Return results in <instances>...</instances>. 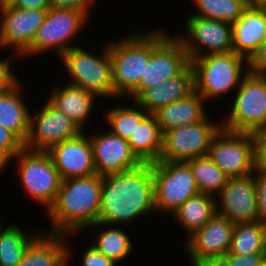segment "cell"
Instances as JSON below:
<instances>
[{
    "label": "cell",
    "instance_id": "obj_4",
    "mask_svg": "<svg viewBox=\"0 0 266 266\" xmlns=\"http://www.w3.org/2000/svg\"><path fill=\"white\" fill-rule=\"evenodd\" d=\"M109 42L115 98L126 99L140 84L151 56V31Z\"/></svg>",
    "mask_w": 266,
    "mask_h": 266
},
{
    "label": "cell",
    "instance_id": "obj_10",
    "mask_svg": "<svg viewBox=\"0 0 266 266\" xmlns=\"http://www.w3.org/2000/svg\"><path fill=\"white\" fill-rule=\"evenodd\" d=\"M150 164L156 213L159 211L171 216L186 200L200 193L187 162L157 161Z\"/></svg>",
    "mask_w": 266,
    "mask_h": 266
},
{
    "label": "cell",
    "instance_id": "obj_40",
    "mask_svg": "<svg viewBox=\"0 0 266 266\" xmlns=\"http://www.w3.org/2000/svg\"><path fill=\"white\" fill-rule=\"evenodd\" d=\"M50 6L53 9H75L83 11L90 19V11L96 0H49Z\"/></svg>",
    "mask_w": 266,
    "mask_h": 266
},
{
    "label": "cell",
    "instance_id": "obj_37",
    "mask_svg": "<svg viewBox=\"0 0 266 266\" xmlns=\"http://www.w3.org/2000/svg\"><path fill=\"white\" fill-rule=\"evenodd\" d=\"M16 58L15 54L11 53V56L6 57L4 60L0 58V93L7 91L18 80L17 74L11 69L12 60Z\"/></svg>",
    "mask_w": 266,
    "mask_h": 266
},
{
    "label": "cell",
    "instance_id": "obj_47",
    "mask_svg": "<svg viewBox=\"0 0 266 266\" xmlns=\"http://www.w3.org/2000/svg\"><path fill=\"white\" fill-rule=\"evenodd\" d=\"M260 75L266 80V68L260 73Z\"/></svg>",
    "mask_w": 266,
    "mask_h": 266
},
{
    "label": "cell",
    "instance_id": "obj_13",
    "mask_svg": "<svg viewBox=\"0 0 266 266\" xmlns=\"http://www.w3.org/2000/svg\"><path fill=\"white\" fill-rule=\"evenodd\" d=\"M208 157L229 178L252 174L255 165L251 134L221 128L211 141Z\"/></svg>",
    "mask_w": 266,
    "mask_h": 266
},
{
    "label": "cell",
    "instance_id": "obj_31",
    "mask_svg": "<svg viewBox=\"0 0 266 266\" xmlns=\"http://www.w3.org/2000/svg\"><path fill=\"white\" fill-rule=\"evenodd\" d=\"M192 170L200 193L216 197L226 185L228 176L207 156L186 161Z\"/></svg>",
    "mask_w": 266,
    "mask_h": 266
},
{
    "label": "cell",
    "instance_id": "obj_23",
    "mask_svg": "<svg viewBox=\"0 0 266 266\" xmlns=\"http://www.w3.org/2000/svg\"><path fill=\"white\" fill-rule=\"evenodd\" d=\"M205 102L204 98L194 90L187 97L161 107L154 114L162 134L203 121L208 116Z\"/></svg>",
    "mask_w": 266,
    "mask_h": 266
},
{
    "label": "cell",
    "instance_id": "obj_48",
    "mask_svg": "<svg viewBox=\"0 0 266 266\" xmlns=\"http://www.w3.org/2000/svg\"><path fill=\"white\" fill-rule=\"evenodd\" d=\"M3 220L2 219H0V231L5 227V225L3 224V222H2ZM4 225V226H3Z\"/></svg>",
    "mask_w": 266,
    "mask_h": 266
},
{
    "label": "cell",
    "instance_id": "obj_26",
    "mask_svg": "<svg viewBox=\"0 0 266 266\" xmlns=\"http://www.w3.org/2000/svg\"><path fill=\"white\" fill-rule=\"evenodd\" d=\"M131 151L142 163H153L160 159L163 134L155 114H148L128 141Z\"/></svg>",
    "mask_w": 266,
    "mask_h": 266
},
{
    "label": "cell",
    "instance_id": "obj_29",
    "mask_svg": "<svg viewBox=\"0 0 266 266\" xmlns=\"http://www.w3.org/2000/svg\"><path fill=\"white\" fill-rule=\"evenodd\" d=\"M16 223L0 231V266H17L29 245L44 231H25Z\"/></svg>",
    "mask_w": 266,
    "mask_h": 266
},
{
    "label": "cell",
    "instance_id": "obj_7",
    "mask_svg": "<svg viewBox=\"0 0 266 266\" xmlns=\"http://www.w3.org/2000/svg\"><path fill=\"white\" fill-rule=\"evenodd\" d=\"M170 35V36H169ZM190 60L181 42L175 35L163 29L151 31V56L139 86L127 99L135 100L145 89L180 75Z\"/></svg>",
    "mask_w": 266,
    "mask_h": 266
},
{
    "label": "cell",
    "instance_id": "obj_41",
    "mask_svg": "<svg viewBox=\"0 0 266 266\" xmlns=\"http://www.w3.org/2000/svg\"><path fill=\"white\" fill-rule=\"evenodd\" d=\"M249 71L253 73H261L266 68V38L260 44L257 52L248 61Z\"/></svg>",
    "mask_w": 266,
    "mask_h": 266
},
{
    "label": "cell",
    "instance_id": "obj_22",
    "mask_svg": "<svg viewBox=\"0 0 266 266\" xmlns=\"http://www.w3.org/2000/svg\"><path fill=\"white\" fill-rule=\"evenodd\" d=\"M95 99H99L95 93L86 91L81 87L65 84L64 87L54 88L47 101L68 116L82 132H85V126H89L86 124L94 110Z\"/></svg>",
    "mask_w": 266,
    "mask_h": 266
},
{
    "label": "cell",
    "instance_id": "obj_36",
    "mask_svg": "<svg viewBox=\"0 0 266 266\" xmlns=\"http://www.w3.org/2000/svg\"><path fill=\"white\" fill-rule=\"evenodd\" d=\"M254 144L255 167L266 168V127L250 133Z\"/></svg>",
    "mask_w": 266,
    "mask_h": 266
},
{
    "label": "cell",
    "instance_id": "obj_45",
    "mask_svg": "<svg viewBox=\"0 0 266 266\" xmlns=\"http://www.w3.org/2000/svg\"><path fill=\"white\" fill-rule=\"evenodd\" d=\"M247 6H266V0H245Z\"/></svg>",
    "mask_w": 266,
    "mask_h": 266
},
{
    "label": "cell",
    "instance_id": "obj_35",
    "mask_svg": "<svg viewBox=\"0 0 266 266\" xmlns=\"http://www.w3.org/2000/svg\"><path fill=\"white\" fill-rule=\"evenodd\" d=\"M23 148L24 143L0 124V150L12 160Z\"/></svg>",
    "mask_w": 266,
    "mask_h": 266
},
{
    "label": "cell",
    "instance_id": "obj_6",
    "mask_svg": "<svg viewBox=\"0 0 266 266\" xmlns=\"http://www.w3.org/2000/svg\"><path fill=\"white\" fill-rule=\"evenodd\" d=\"M17 161L20 184L30 199L41 204L45 210L54 204L62 179L47 151L23 148L12 160Z\"/></svg>",
    "mask_w": 266,
    "mask_h": 266
},
{
    "label": "cell",
    "instance_id": "obj_14",
    "mask_svg": "<svg viewBox=\"0 0 266 266\" xmlns=\"http://www.w3.org/2000/svg\"><path fill=\"white\" fill-rule=\"evenodd\" d=\"M48 10L21 9L0 3V50L12 48L23 55L32 45Z\"/></svg>",
    "mask_w": 266,
    "mask_h": 266
},
{
    "label": "cell",
    "instance_id": "obj_16",
    "mask_svg": "<svg viewBox=\"0 0 266 266\" xmlns=\"http://www.w3.org/2000/svg\"><path fill=\"white\" fill-rule=\"evenodd\" d=\"M215 198L216 213L227 217L230 222L246 224L259 221L257 192L252 174L228 178Z\"/></svg>",
    "mask_w": 266,
    "mask_h": 266
},
{
    "label": "cell",
    "instance_id": "obj_46",
    "mask_svg": "<svg viewBox=\"0 0 266 266\" xmlns=\"http://www.w3.org/2000/svg\"><path fill=\"white\" fill-rule=\"evenodd\" d=\"M72 248L67 245V257L62 261V266H71V263L69 265V261L71 262L72 258Z\"/></svg>",
    "mask_w": 266,
    "mask_h": 266
},
{
    "label": "cell",
    "instance_id": "obj_42",
    "mask_svg": "<svg viewBox=\"0 0 266 266\" xmlns=\"http://www.w3.org/2000/svg\"><path fill=\"white\" fill-rule=\"evenodd\" d=\"M7 3L21 9L48 10L51 8L49 0H8Z\"/></svg>",
    "mask_w": 266,
    "mask_h": 266
},
{
    "label": "cell",
    "instance_id": "obj_49",
    "mask_svg": "<svg viewBox=\"0 0 266 266\" xmlns=\"http://www.w3.org/2000/svg\"><path fill=\"white\" fill-rule=\"evenodd\" d=\"M8 0H0V3H2V2H7Z\"/></svg>",
    "mask_w": 266,
    "mask_h": 266
},
{
    "label": "cell",
    "instance_id": "obj_17",
    "mask_svg": "<svg viewBox=\"0 0 266 266\" xmlns=\"http://www.w3.org/2000/svg\"><path fill=\"white\" fill-rule=\"evenodd\" d=\"M234 225L227 217L216 213L185 240L183 245L188 259L223 258L230 251Z\"/></svg>",
    "mask_w": 266,
    "mask_h": 266
},
{
    "label": "cell",
    "instance_id": "obj_18",
    "mask_svg": "<svg viewBox=\"0 0 266 266\" xmlns=\"http://www.w3.org/2000/svg\"><path fill=\"white\" fill-rule=\"evenodd\" d=\"M99 133V134H98ZM96 174L106 176L133 170L143 164L131 151L127 140L107 130L89 135Z\"/></svg>",
    "mask_w": 266,
    "mask_h": 266
},
{
    "label": "cell",
    "instance_id": "obj_12",
    "mask_svg": "<svg viewBox=\"0 0 266 266\" xmlns=\"http://www.w3.org/2000/svg\"><path fill=\"white\" fill-rule=\"evenodd\" d=\"M188 35H175L187 52L189 60L209 54L233 51L232 24L188 15L185 19Z\"/></svg>",
    "mask_w": 266,
    "mask_h": 266
},
{
    "label": "cell",
    "instance_id": "obj_34",
    "mask_svg": "<svg viewBox=\"0 0 266 266\" xmlns=\"http://www.w3.org/2000/svg\"><path fill=\"white\" fill-rule=\"evenodd\" d=\"M255 188L257 192V210L259 221L266 223V168L255 167L254 172Z\"/></svg>",
    "mask_w": 266,
    "mask_h": 266
},
{
    "label": "cell",
    "instance_id": "obj_3",
    "mask_svg": "<svg viewBox=\"0 0 266 266\" xmlns=\"http://www.w3.org/2000/svg\"><path fill=\"white\" fill-rule=\"evenodd\" d=\"M190 65L194 71L195 90L206 102L219 100L224 94L237 90L249 72L248 60L234 51L196 57Z\"/></svg>",
    "mask_w": 266,
    "mask_h": 266
},
{
    "label": "cell",
    "instance_id": "obj_39",
    "mask_svg": "<svg viewBox=\"0 0 266 266\" xmlns=\"http://www.w3.org/2000/svg\"><path fill=\"white\" fill-rule=\"evenodd\" d=\"M80 258V265L82 266H118L112 259L97 251L92 245L83 251Z\"/></svg>",
    "mask_w": 266,
    "mask_h": 266
},
{
    "label": "cell",
    "instance_id": "obj_43",
    "mask_svg": "<svg viewBox=\"0 0 266 266\" xmlns=\"http://www.w3.org/2000/svg\"><path fill=\"white\" fill-rule=\"evenodd\" d=\"M192 266H229L224 258H205L191 261Z\"/></svg>",
    "mask_w": 266,
    "mask_h": 266
},
{
    "label": "cell",
    "instance_id": "obj_44",
    "mask_svg": "<svg viewBox=\"0 0 266 266\" xmlns=\"http://www.w3.org/2000/svg\"><path fill=\"white\" fill-rule=\"evenodd\" d=\"M10 162V159L0 150V175L7 169Z\"/></svg>",
    "mask_w": 266,
    "mask_h": 266
},
{
    "label": "cell",
    "instance_id": "obj_15",
    "mask_svg": "<svg viewBox=\"0 0 266 266\" xmlns=\"http://www.w3.org/2000/svg\"><path fill=\"white\" fill-rule=\"evenodd\" d=\"M81 132L68 116L46 100L36 115L31 114L30 116L29 135L24 143V148L48 151L52 146L75 138Z\"/></svg>",
    "mask_w": 266,
    "mask_h": 266
},
{
    "label": "cell",
    "instance_id": "obj_24",
    "mask_svg": "<svg viewBox=\"0 0 266 266\" xmlns=\"http://www.w3.org/2000/svg\"><path fill=\"white\" fill-rule=\"evenodd\" d=\"M21 85L18 80L7 91L0 93V124L25 143L29 135L32 112L21 95Z\"/></svg>",
    "mask_w": 266,
    "mask_h": 266
},
{
    "label": "cell",
    "instance_id": "obj_5",
    "mask_svg": "<svg viewBox=\"0 0 266 266\" xmlns=\"http://www.w3.org/2000/svg\"><path fill=\"white\" fill-rule=\"evenodd\" d=\"M87 48L74 46L60 58L71 85L95 93L102 99L114 98L112 65L109 42L101 49L100 55L87 51Z\"/></svg>",
    "mask_w": 266,
    "mask_h": 266
},
{
    "label": "cell",
    "instance_id": "obj_1",
    "mask_svg": "<svg viewBox=\"0 0 266 266\" xmlns=\"http://www.w3.org/2000/svg\"><path fill=\"white\" fill-rule=\"evenodd\" d=\"M150 213H156L151 164L103 176L98 222L122 226Z\"/></svg>",
    "mask_w": 266,
    "mask_h": 266
},
{
    "label": "cell",
    "instance_id": "obj_32",
    "mask_svg": "<svg viewBox=\"0 0 266 266\" xmlns=\"http://www.w3.org/2000/svg\"><path fill=\"white\" fill-rule=\"evenodd\" d=\"M131 102V107H115L111 110L109 109L105 115V123L107 122L109 128L111 127L108 130L127 141H129L131 136L135 133L137 124H140L149 114L134 100Z\"/></svg>",
    "mask_w": 266,
    "mask_h": 266
},
{
    "label": "cell",
    "instance_id": "obj_8",
    "mask_svg": "<svg viewBox=\"0 0 266 266\" xmlns=\"http://www.w3.org/2000/svg\"><path fill=\"white\" fill-rule=\"evenodd\" d=\"M236 91L228 118L221 120L222 128L242 133L265 128L266 80L259 73L249 71Z\"/></svg>",
    "mask_w": 266,
    "mask_h": 266
},
{
    "label": "cell",
    "instance_id": "obj_9",
    "mask_svg": "<svg viewBox=\"0 0 266 266\" xmlns=\"http://www.w3.org/2000/svg\"><path fill=\"white\" fill-rule=\"evenodd\" d=\"M89 17L75 9H48L30 48L22 55L33 57L36 54L55 51L60 58L64 53L77 45H71L72 39L87 26ZM31 55V56H30Z\"/></svg>",
    "mask_w": 266,
    "mask_h": 266
},
{
    "label": "cell",
    "instance_id": "obj_20",
    "mask_svg": "<svg viewBox=\"0 0 266 266\" xmlns=\"http://www.w3.org/2000/svg\"><path fill=\"white\" fill-rule=\"evenodd\" d=\"M233 51L248 61L266 38V6H247L232 24Z\"/></svg>",
    "mask_w": 266,
    "mask_h": 266
},
{
    "label": "cell",
    "instance_id": "obj_30",
    "mask_svg": "<svg viewBox=\"0 0 266 266\" xmlns=\"http://www.w3.org/2000/svg\"><path fill=\"white\" fill-rule=\"evenodd\" d=\"M266 253V223L235 224L229 254Z\"/></svg>",
    "mask_w": 266,
    "mask_h": 266
},
{
    "label": "cell",
    "instance_id": "obj_27",
    "mask_svg": "<svg viewBox=\"0 0 266 266\" xmlns=\"http://www.w3.org/2000/svg\"><path fill=\"white\" fill-rule=\"evenodd\" d=\"M216 214V198L199 193L186 200L171 216L186 231V238ZM184 228V229H183Z\"/></svg>",
    "mask_w": 266,
    "mask_h": 266
},
{
    "label": "cell",
    "instance_id": "obj_33",
    "mask_svg": "<svg viewBox=\"0 0 266 266\" xmlns=\"http://www.w3.org/2000/svg\"><path fill=\"white\" fill-rule=\"evenodd\" d=\"M196 7L194 14L198 17H204L222 22L233 24L242 15L247 7L245 0H192Z\"/></svg>",
    "mask_w": 266,
    "mask_h": 266
},
{
    "label": "cell",
    "instance_id": "obj_38",
    "mask_svg": "<svg viewBox=\"0 0 266 266\" xmlns=\"http://www.w3.org/2000/svg\"><path fill=\"white\" fill-rule=\"evenodd\" d=\"M229 266H262L266 263V253L250 255L226 254L223 257Z\"/></svg>",
    "mask_w": 266,
    "mask_h": 266
},
{
    "label": "cell",
    "instance_id": "obj_28",
    "mask_svg": "<svg viewBox=\"0 0 266 266\" xmlns=\"http://www.w3.org/2000/svg\"><path fill=\"white\" fill-rule=\"evenodd\" d=\"M111 226V224L100 222L88 226L91 228L100 227L101 229L97 232L94 230L97 235H94L93 238L95 240H92L91 245L97 251L112 259L116 264H119L120 261L123 262L129 257V255L131 256L132 251H134V243L132 242L130 235H128L124 229L122 230L120 228L122 226L113 225V228Z\"/></svg>",
    "mask_w": 266,
    "mask_h": 266
},
{
    "label": "cell",
    "instance_id": "obj_25",
    "mask_svg": "<svg viewBox=\"0 0 266 266\" xmlns=\"http://www.w3.org/2000/svg\"><path fill=\"white\" fill-rule=\"evenodd\" d=\"M74 234L42 232L27 248L17 266H58L67 257V237Z\"/></svg>",
    "mask_w": 266,
    "mask_h": 266
},
{
    "label": "cell",
    "instance_id": "obj_11",
    "mask_svg": "<svg viewBox=\"0 0 266 266\" xmlns=\"http://www.w3.org/2000/svg\"><path fill=\"white\" fill-rule=\"evenodd\" d=\"M208 115L203 121L169 130L163 134V148L159 161L181 162L207 156L213 137L222 123Z\"/></svg>",
    "mask_w": 266,
    "mask_h": 266
},
{
    "label": "cell",
    "instance_id": "obj_21",
    "mask_svg": "<svg viewBox=\"0 0 266 266\" xmlns=\"http://www.w3.org/2000/svg\"><path fill=\"white\" fill-rule=\"evenodd\" d=\"M195 90L194 71L189 65L180 75L145 89L134 101L154 114L161 107L187 97Z\"/></svg>",
    "mask_w": 266,
    "mask_h": 266
},
{
    "label": "cell",
    "instance_id": "obj_19",
    "mask_svg": "<svg viewBox=\"0 0 266 266\" xmlns=\"http://www.w3.org/2000/svg\"><path fill=\"white\" fill-rule=\"evenodd\" d=\"M62 180L96 174L92 145L86 132L52 146L48 151Z\"/></svg>",
    "mask_w": 266,
    "mask_h": 266
},
{
    "label": "cell",
    "instance_id": "obj_2",
    "mask_svg": "<svg viewBox=\"0 0 266 266\" xmlns=\"http://www.w3.org/2000/svg\"><path fill=\"white\" fill-rule=\"evenodd\" d=\"M102 179L93 174L62 180L54 204L45 212L52 224L44 232L76 234L98 223Z\"/></svg>",
    "mask_w": 266,
    "mask_h": 266
}]
</instances>
